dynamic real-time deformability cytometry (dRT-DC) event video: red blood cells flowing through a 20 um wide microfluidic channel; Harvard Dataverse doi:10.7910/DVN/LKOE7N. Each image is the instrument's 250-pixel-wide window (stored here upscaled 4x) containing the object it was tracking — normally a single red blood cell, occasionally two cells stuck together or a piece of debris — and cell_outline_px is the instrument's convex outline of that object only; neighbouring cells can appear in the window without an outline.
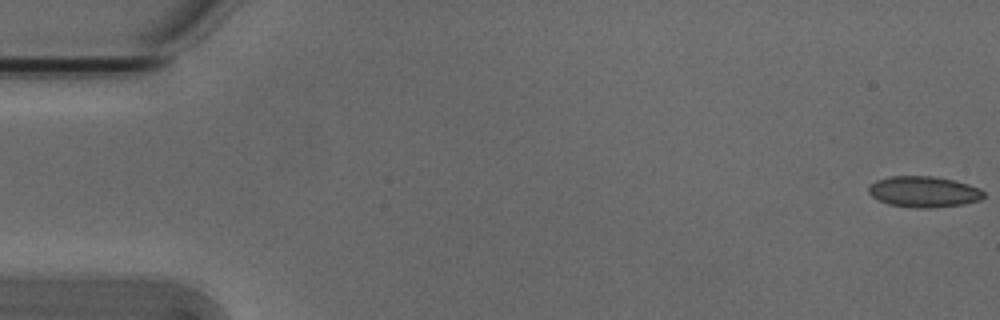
{"species": "Egyptian fruit bat (a non-hibernating species)", "species_latin": "Rousettus aegyptiacus", "temperature_condition": "cold", "stored_images_in_passage": 11, "camera_frame_rate_fps": 3000, "um_per_image_px": 0.085, "animal": {"sex": "male"}, "frame": {"image": 1, "passage_image": 1, "time_ms": 0.0, "image_size_px": [1000, 320], "cell_outline_px": [[984, 196], [980, 200], [964, 204], [932, 208], [916, 208], [888, 204], [872, 196], [868, 192], [868, 188], [876, 180], [888, 176], [932, 176], [952, 180], [968, 184], [980, 188], [984, 192]], "centroid_in_image_um": [78.53, 16.3], "position_along_channel_um": 6.5, "area_um2": 20.75}}